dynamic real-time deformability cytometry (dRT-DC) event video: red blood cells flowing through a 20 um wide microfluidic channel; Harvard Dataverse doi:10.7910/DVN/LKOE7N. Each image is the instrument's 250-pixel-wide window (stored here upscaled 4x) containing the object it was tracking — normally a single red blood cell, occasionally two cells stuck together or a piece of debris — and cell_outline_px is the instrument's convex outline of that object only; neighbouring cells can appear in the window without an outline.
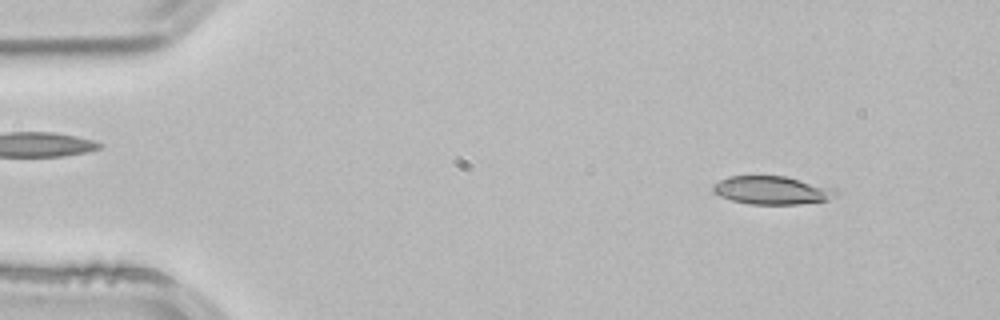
{"species": "common noctule bat (a hibernating species)", "species_latin": "Nyctalus noctula", "temperature_condition": "room temperature", "stored_images_in_passage": 3, "camera_frame_rate_fps": 3000, "um_per_image_px": 0.085, "animal": {"sex": "male", "body_mass_g": 21.5, "forearm_length_mm": 52.0}, "frame": {"image": 1, "passage_image": 1, "time_ms": 0.0, "image_size_px": [1000, 320], "cell_outline_px": [[840, 196], [828, 200], [796, 204], [748, 204], [732, 200], [720, 196], [712, 192], [712, 184], [728, 176], [784, 176], [836, 188], [840, 192]], "centroid_in_image_um": [65.65, 16.17], "position_along_channel_um": 19.3, "area_um2": 20.46}}
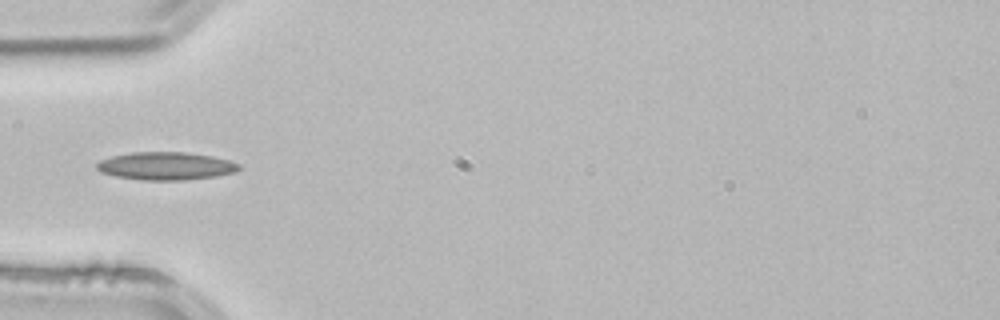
{"frame": {"image": 2, "passage_image": 3, "time_ms": 0.667, "image_size_px": [1000, 320], "cell_outline_px": [[240, 168], [236, 172], [216, 176], [184, 180], [144, 180], [116, 176], [100, 172], [96, 168], [96, 164], [100, 160], [112, 156], [132, 152], [184, 152], [212, 156], [228, 160], [240, 164]], "centroid_in_image_um": [14.1, 14.11], "position_along_channel_um": 70.9, "area_um2": 23.06}}